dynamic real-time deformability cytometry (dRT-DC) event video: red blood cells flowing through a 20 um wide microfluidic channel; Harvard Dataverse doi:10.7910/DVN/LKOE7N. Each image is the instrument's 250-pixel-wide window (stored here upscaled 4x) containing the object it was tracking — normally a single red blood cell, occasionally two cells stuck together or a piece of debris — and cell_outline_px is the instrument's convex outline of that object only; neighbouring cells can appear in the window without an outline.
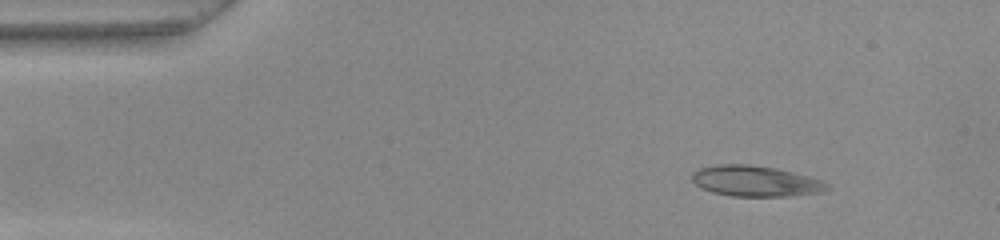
{"species": "common noctule bat (a hibernating species)", "species_latin": "Nyctalus noctula", "temperature_condition": "warm", "stored_images_in_passage": 50, "camera_frame_rate_fps": 3000, "um_per_image_px": 0.085, "animal": {"sex": "female", "body_mass_g": 22.0, "forearm_length_mm": 56.7}, "frame": {"image": 1, "passage_image": 5, "time_ms": 1.333, "image_size_px": [1000, 240], "cell_outline_px": [[832, 188], [824, 192], [788, 196], [732, 196], [712, 192], [700, 188], [692, 180], [692, 172], [700, 168], [716, 164], [748, 164], [776, 168], [824, 180]], "centroid_in_image_um": [64.24, 15.39], "position_along_channel_um": 20.8, "area_um2": 24.39}}
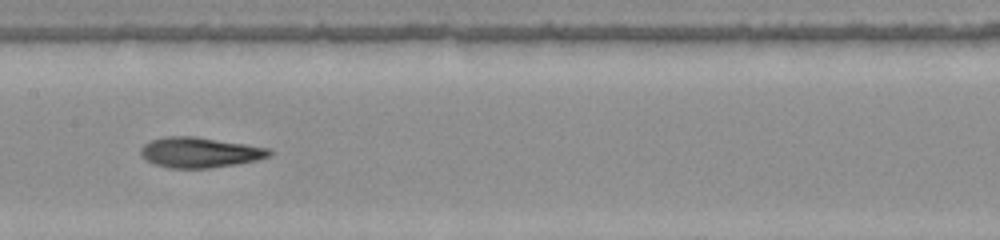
{"frame": {"image": 2, "passage_image": 24, "time_ms": 7.667, "image_size_px": [1000, 240], "cell_outline_px": [[272, 156], [256, 160], [236, 164], [212, 168], [168, 168], [152, 164], [140, 156], [140, 148], [144, 144], [152, 140], [168, 136], [196, 136], [268, 148], [272, 152]], "centroid_in_image_um": [16.94, 12.96], "position_along_channel_um": 190.5, "area_um2": 22.83}}
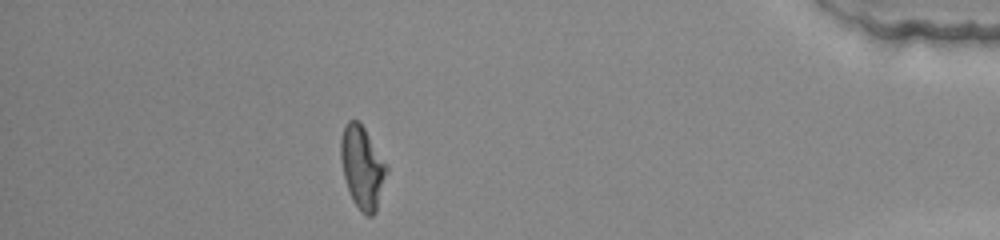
{"frame": {"image": 3, "passage_image": 44, "time_ms": 14.333, "image_size_px": [1000, 240], "cell_outline_px": [[388, 172], [376, 212], [372, 216], [368, 216], [360, 212], [352, 200], [344, 176], [340, 156], [340, 140], [344, 124], [348, 120], [356, 120], [364, 128], [388, 164]], "centroid_in_image_um": [30.81, 14.23], "position_along_channel_um": 404.4, "area_um2": 22.25}, "authors_computed_cell_mechanics": {"area_um2": 22.6865, "velocity_mm_per_s": 3.9595, "shape_relaxation_time_tau1_ms": null, "shape_relaxation_time_tau2_ms": 3.0495, "deformation_change_tau1": null, "deformation_change_tau2": 0.114}}